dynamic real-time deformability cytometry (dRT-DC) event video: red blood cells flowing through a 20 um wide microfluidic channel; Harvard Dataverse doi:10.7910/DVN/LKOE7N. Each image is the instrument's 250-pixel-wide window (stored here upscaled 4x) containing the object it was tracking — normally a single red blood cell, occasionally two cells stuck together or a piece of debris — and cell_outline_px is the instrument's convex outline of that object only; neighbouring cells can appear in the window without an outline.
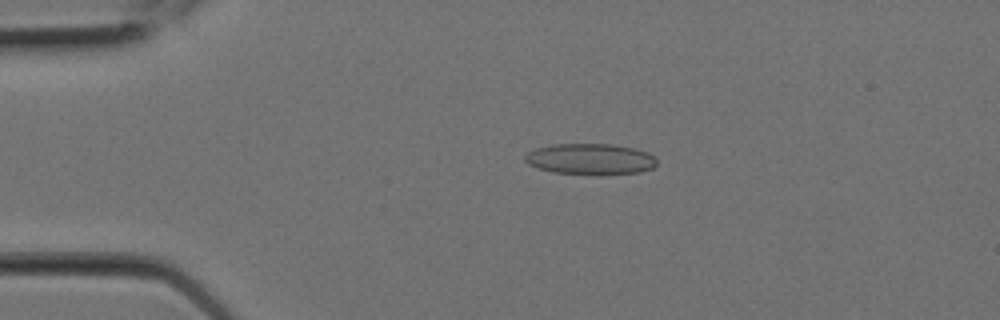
{"species": "Egyptian fruit bat (a non-hibernating species)", "species_latin": "Rousettus aegyptiacus", "temperature_condition": "room temperature", "stored_images_in_passage": 7, "camera_frame_rate_fps": 3000, "um_per_image_px": 0.085, "animal": {"sex": "female"}, "frame": {"image": 1, "passage_image": 4, "time_ms": 1.0, "image_size_px": [1000, 320], "cell_outline_px": [[656, 164], [652, 168], [640, 172], [600, 176], [552, 172], [528, 164], [524, 160], [524, 156], [528, 152], [536, 148], [552, 144], [612, 144], [636, 148], [648, 152], [656, 160]], "centroid_in_image_um": [50.19, 13.53], "position_along_channel_um": 34.8, "area_um2": 24.22}}
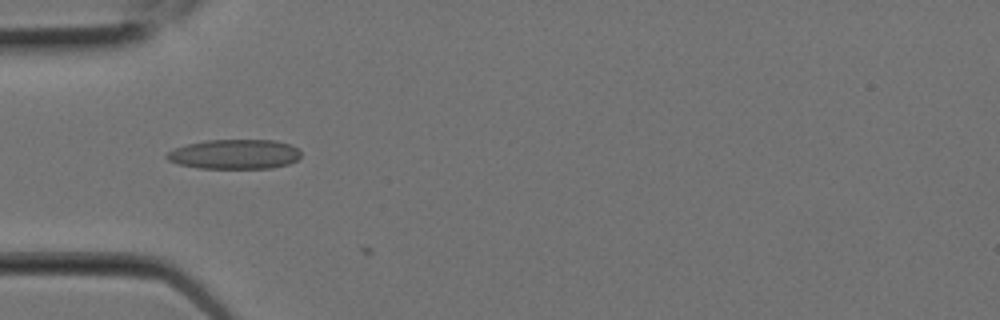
{"frame": {"image": 2, "passage_image": 6, "time_ms": 1.667, "image_size_px": [1000, 320], "cell_outline_px": [[300, 156], [296, 160], [288, 164], [272, 168], [200, 168], [180, 164], [168, 160], [164, 156], [168, 152], [176, 148], [188, 144], [208, 140], [276, 140], [288, 144], [296, 148], [300, 152]], "centroid_in_image_um": [19.94, 13.11], "position_along_channel_um": 65.1, "area_um2": 22.95}}
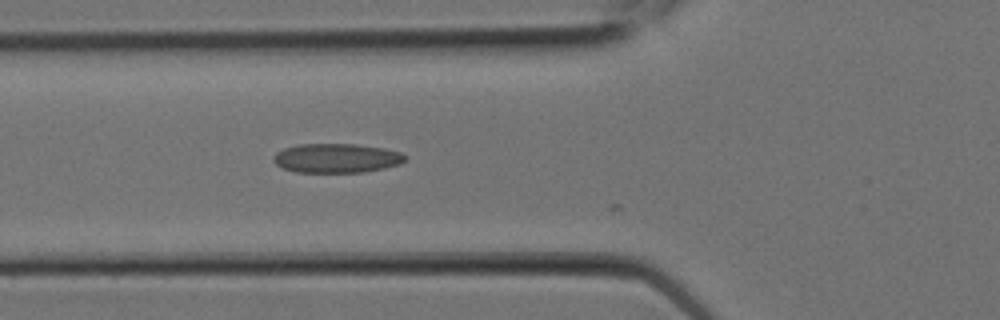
{"frame": {"image": 3, "passage_image": 7, "time_ms": 2.0, "image_size_px": [1000, 320], "cell_outline_px": [[408, 156], [400, 164], [384, 168], [364, 172], [296, 172], [284, 168], [276, 164], [272, 160], [272, 156], [276, 152], [284, 148], [296, 144], [356, 144], [384, 148], [400, 152]], "centroid_in_image_um": [28.59, 13.43], "position_along_channel_um": 97.2, "area_um2": 22.54}}